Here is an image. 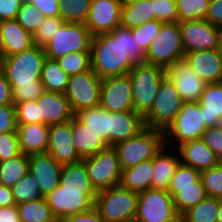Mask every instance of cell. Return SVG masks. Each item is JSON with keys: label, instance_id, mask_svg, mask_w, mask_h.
Segmentation results:
<instances>
[{"label": "cell", "instance_id": "obj_20", "mask_svg": "<svg viewBox=\"0 0 222 222\" xmlns=\"http://www.w3.org/2000/svg\"><path fill=\"white\" fill-rule=\"evenodd\" d=\"M36 101L39 106L40 124L55 125L75 117L65 94L45 91Z\"/></svg>", "mask_w": 222, "mask_h": 222}, {"label": "cell", "instance_id": "obj_28", "mask_svg": "<svg viewBox=\"0 0 222 222\" xmlns=\"http://www.w3.org/2000/svg\"><path fill=\"white\" fill-rule=\"evenodd\" d=\"M198 104L203 112L206 127H215L222 117V82L207 84Z\"/></svg>", "mask_w": 222, "mask_h": 222}, {"label": "cell", "instance_id": "obj_1", "mask_svg": "<svg viewBox=\"0 0 222 222\" xmlns=\"http://www.w3.org/2000/svg\"><path fill=\"white\" fill-rule=\"evenodd\" d=\"M91 69L101 79L127 75L135 64L145 63L130 28L117 26L109 33L92 36Z\"/></svg>", "mask_w": 222, "mask_h": 222}, {"label": "cell", "instance_id": "obj_23", "mask_svg": "<svg viewBox=\"0 0 222 222\" xmlns=\"http://www.w3.org/2000/svg\"><path fill=\"white\" fill-rule=\"evenodd\" d=\"M175 149L179 154L180 163L199 171L209 169L221 163L218 156L201 138L185 142Z\"/></svg>", "mask_w": 222, "mask_h": 222}, {"label": "cell", "instance_id": "obj_29", "mask_svg": "<svg viewBox=\"0 0 222 222\" xmlns=\"http://www.w3.org/2000/svg\"><path fill=\"white\" fill-rule=\"evenodd\" d=\"M75 117L110 146V111L99 105L82 109Z\"/></svg>", "mask_w": 222, "mask_h": 222}, {"label": "cell", "instance_id": "obj_60", "mask_svg": "<svg viewBox=\"0 0 222 222\" xmlns=\"http://www.w3.org/2000/svg\"><path fill=\"white\" fill-rule=\"evenodd\" d=\"M218 51L220 55L222 56V27L219 34V43H218Z\"/></svg>", "mask_w": 222, "mask_h": 222}, {"label": "cell", "instance_id": "obj_3", "mask_svg": "<svg viewBox=\"0 0 222 222\" xmlns=\"http://www.w3.org/2000/svg\"><path fill=\"white\" fill-rule=\"evenodd\" d=\"M46 58L44 48L34 45L25 51L0 58V67L13 90L19 84H42L41 70Z\"/></svg>", "mask_w": 222, "mask_h": 222}, {"label": "cell", "instance_id": "obj_52", "mask_svg": "<svg viewBox=\"0 0 222 222\" xmlns=\"http://www.w3.org/2000/svg\"><path fill=\"white\" fill-rule=\"evenodd\" d=\"M22 2L33 4L46 17H59L58 0H22Z\"/></svg>", "mask_w": 222, "mask_h": 222}, {"label": "cell", "instance_id": "obj_22", "mask_svg": "<svg viewBox=\"0 0 222 222\" xmlns=\"http://www.w3.org/2000/svg\"><path fill=\"white\" fill-rule=\"evenodd\" d=\"M33 35L16 19L3 20L0 30V58L30 49L34 46Z\"/></svg>", "mask_w": 222, "mask_h": 222}, {"label": "cell", "instance_id": "obj_4", "mask_svg": "<svg viewBox=\"0 0 222 222\" xmlns=\"http://www.w3.org/2000/svg\"><path fill=\"white\" fill-rule=\"evenodd\" d=\"M128 76L132 85L134 112L144 117L153 105L162 80L167 76L166 69L138 63L129 71Z\"/></svg>", "mask_w": 222, "mask_h": 222}, {"label": "cell", "instance_id": "obj_10", "mask_svg": "<svg viewBox=\"0 0 222 222\" xmlns=\"http://www.w3.org/2000/svg\"><path fill=\"white\" fill-rule=\"evenodd\" d=\"M92 187L96 192L120 184L122 168L113 146L83 159Z\"/></svg>", "mask_w": 222, "mask_h": 222}, {"label": "cell", "instance_id": "obj_38", "mask_svg": "<svg viewBox=\"0 0 222 222\" xmlns=\"http://www.w3.org/2000/svg\"><path fill=\"white\" fill-rule=\"evenodd\" d=\"M11 190L16 204L26 201H37L43 198L37 179L30 172L12 186Z\"/></svg>", "mask_w": 222, "mask_h": 222}, {"label": "cell", "instance_id": "obj_14", "mask_svg": "<svg viewBox=\"0 0 222 222\" xmlns=\"http://www.w3.org/2000/svg\"><path fill=\"white\" fill-rule=\"evenodd\" d=\"M184 53L218 49L220 27L204 19L179 22Z\"/></svg>", "mask_w": 222, "mask_h": 222}, {"label": "cell", "instance_id": "obj_16", "mask_svg": "<svg viewBox=\"0 0 222 222\" xmlns=\"http://www.w3.org/2000/svg\"><path fill=\"white\" fill-rule=\"evenodd\" d=\"M121 0H91L85 26L92 36L109 33L121 25Z\"/></svg>", "mask_w": 222, "mask_h": 222}, {"label": "cell", "instance_id": "obj_40", "mask_svg": "<svg viewBox=\"0 0 222 222\" xmlns=\"http://www.w3.org/2000/svg\"><path fill=\"white\" fill-rule=\"evenodd\" d=\"M210 0H176L178 22L204 19Z\"/></svg>", "mask_w": 222, "mask_h": 222}, {"label": "cell", "instance_id": "obj_55", "mask_svg": "<svg viewBox=\"0 0 222 222\" xmlns=\"http://www.w3.org/2000/svg\"><path fill=\"white\" fill-rule=\"evenodd\" d=\"M13 90L7 81L4 70L0 67V106L12 105Z\"/></svg>", "mask_w": 222, "mask_h": 222}, {"label": "cell", "instance_id": "obj_43", "mask_svg": "<svg viewBox=\"0 0 222 222\" xmlns=\"http://www.w3.org/2000/svg\"><path fill=\"white\" fill-rule=\"evenodd\" d=\"M45 18L46 16L33 4L22 3L16 20L26 31L33 35L39 25L45 20Z\"/></svg>", "mask_w": 222, "mask_h": 222}, {"label": "cell", "instance_id": "obj_62", "mask_svg": "<svg viewBox=\"0 0 222 222\" xmlns=\"http://www.w3.org/2000/svg\"><path fill=\"white\" fill-rule=\"evenodd\" d=\"M52 222H65L64 218H55Z\"/></svg>", "mask_w": 222, "mask_h": 222}, {"label": "cell", "instance_id": "obj_31", "mask_svg": "<svg viewBox=\"0 0 222 222\" xmlns=\"http://www.w3.org/2000/svg\"><path fill=\"white\" fill-rule=\"evenodd\" d=\"M154 20L153 0L123 2L121 26L133 29Z\"/></svg>", "mask_w": 222, "mask_h": 222}, {"label": "cell", "instance_id": "obj_21", "mask_svg": "<svg viewBox=\"0 0 222 222\" xmlns=\"http://www.w3.org/2000/svg\"><path fill=\"white\" fill-rule=\"evenodd\" d=\"M184 59L206 84L222 82V56L218 49L196 50L185 54Z\"/></svg>", "mask_w": 222, "mask_h": 222}, {"label": "cell", "instance_id": "obj_2", "mask_svg": "<svg viewBox=\"0 0 222 222\" xmlns=\"http://www.w3.org/2000/svg\"><path fill=\"white\" fill-rule=\"evenodd\" d=\"M96 195L81 160L62 165L59 186L44 198L56 218H65L92 209Z\"/></svg>", "mask_w": 222, "mask_h": 222}, {"label": "cell", "instance_id": "obj_49", "mask_svg": "<svg viewBox=\"0 0 222 222\" xmlns=\"http://www.w3.org/2000/svg\"><path fill=\"white\" fill-rule=\"evenodd\" d=\"M44 92L43 84H19L13 89L14 105L37 100Z\"/></svg>", "mask_w": 222, "mask_h": 222}, {"label": "cell", "instance_id": "obj_54", "mask_svg": "<svg viewBox=\"0 0 222 222\" xmlns=\"http://www.w3.org/2000/svg\"><path fill=\"white\" fill-rule=\"evenodd\" d=\"M204 20L214 26L222 27V0H210Z\"/></svg>", "mask_w": 222, "mask_h": 222}, {"label": "cell", "instance_id": "obj_19", "mask_svg": "<svg viewBox=\"0 0 222 222\" xmlns=\"http://www.w3.org/2000/svg\"><path fill=\"white\" fill-rule=\"evenodd\" d=\"M28 161V172L35 176L41 195L46 197L59 186L62 165L49 153L30 154Z\"/></svg>", "mask_w": 222, "mask_h": 222}, {"label": "cell", "instance_id": "obj_9", "mask_svg": "<svg viewBox=\"0 0 222 222\" xmlns=\"http://www.w3.org/2000/svg\"><path fill=\"white\" fill-rule=\"evenodd\" d=\"M91 40L85 24L64 22L43 48L48 59L58 60L67 53L91 52Z\"/></svg>", "mask_w": 222, "mask_h": 222}, {"label": "cell", "instance_id": "obj_35", "mask_svg": "<svg viewBox=\"0 0 222 222\" xmlns=\"http://www.w3.org/2000/svg\"><path fill=\"white\" fill-rule=\"evenodd\" d=\"M21 222H52L56 217L45 198L17 204Z\"/></svg>", "mask_w": 222, "mask_h": 222}, {"label": "cell", "instance_id": "obj_45", "mask_svg": "<svg viewBox=\"0 0 222 222\" xmlns=\"http://www.w3.org/2000/svg\"><path fill=\"white\" fill-rule=\"evenodd\" d=\"M200 180V171L179 163L171 177L169 187L194 186Z\"/></svg>", "mask_w": 222, "mask_h": 222}, {"label": "cell", "instance_id": "obj_17", "mask_svg": "<svg viewBox=\"0 0 222 222\" xmlns=\"http://www.w3.org/2000/svg\"><path fill=\"white\" fill-rule=\"evenodd\" d=\"M166 75L173 82L184 102H198L207 85L191 69L185 59L170 65L166 69Z\"/></svg>", "mask_w": 222, "mask_h": 222}, {"label": "cell", "instance_id": "obj_13", "mask_svg": "<svg viewBox=\"0 0 222 222\" xmlns=\"http://www.w3.org/2000/svg\"><path fill=\"white\" fill-rule=\"evenodd\" d=\"M177 215L168 191L150 188L138 193L136 222H164Z\"/></svg>", "mask_w": 222, "mask_h": 222}, {"label": "cell", "instance_id": "obj_12", "mask_svg": "<svg viewBox=\"0 0 222 222\" xmlns=\"http://www.w3.org/2000/svg\"><path fill=\"white\" fill-rule=\"evenodd\" d=\"M101 82L92 69L69 76L65 95L74 113L100 105Z\"/></svg>", "mask_w": 222, "mask_h": 222}, {"label": "cell", "instance_id": "obj_39", "mask_svg": "<svg viewBox=\"0 0 222 222\" xmlns=\"http://www.w3.org/2000/svg\"><path fill=\"white\" fill-rule=\"evenodd\" d=\"M56 61L68 76H73L91 69V52L67 53Z\"/></svg>", "mask_w": 222, "mask_h": 222}, {"label": "cell", "instance_id": "obj_44", "mask_svg": "<svg viewBox=\"0 0 222 222\" xmlns=\"http://www.w3.org/2000/svg\"><path fill=\"white\" fill-rule=\"evenodd\" d=\"M63 23L64 21L60 17H46L33 34L34 44L43 47Z\"/></svg>", "mask_w": 222, "mask_h": 222}, {"label": "cell", "instance_id": "obj_30", "mask_svg": "<svg viewBox=\"0 0 222 222\" xmlns=\"http://www.w3.org/2000/svg\"><path fill=\"white\" fill-rule=\"evenodd\" d=\"M153 159L142 161L134 167L122 170L120 186L134 192L152 188Z\"/></svg>", "mask_w": 222, "mask_h": 222}, {"label": "cell", "instance_id": "obj_24", "mask_svg": "<svg viewBox=\"0 0 222 222\" xmlns=\"http://www.w3.org/2000/svg\"><path fill=\"white\" fill-rule=\"evenodd\" d=\"M21 153H47L49 126L46 124H17L16 128Z\"/></svg>", "mask_w": 222, "mask_h": 222}, {"label": "cell", "instance_id": "obj_5", "mask_svg": "<svg viewBox=\"0 0 222 222\" xmlns=\"http://www.w3.org/2000/svg\"><path fill=\"white\" fill-rule=\"evenodd\" d=\"M165 145L164 131L145 127L136 136L113 146L122 170L153 159Z\"/></svg>", "mask_w": 222, "mask_h": 222}, {"label": "cell", "instance_id": "obj_50", "mask_svg": "<svg viewBox=\"0 0 222 222\" xmlns=\"http://www.w3.org/2000/svg\"><path fill=\"white\" fill-rule=\"evenodd\" d=\"M201 139L222 162V129L218 126L208 127Z\"/></svg>", "mask_w": 222, "mask_h": 222}, {"label": "cell", "instance_id": "obj_15", "mask_svg": "<svg viewBox=\"0 0 222 222\" xmlns=\"http://www.w3.org/2000/svg\"><path fill=\"white\" fill-rule=\"evenodd\" d=\"M100 105L110 112L134 111L132 85L128 74L102 79Z\"/></svg>", "mask_w": 222, "mask_h": 222}, {"label": "cell", "instance_id": "obj_27", "mask_svg": "<svg viewBox=\"0 0 222 222\" xmlns=\"http://www.w3.org/2000/svg\"><path fill=\"white\" fill-rule=\"evenodd\" d=\"M167 145H164L161 150L153 158V174H152V188L168 190L171 177L174 175L176 167L180 163L179 154L174 153L173 150L169 152L165 151ZM176 154V155H175Z\"/></svg>", "mask_w": 222, "mask_h": 222}, {"label": "cell", "instance_id": "obj_51", "mask_svg": "<svg viewBox=\"0 0 222 222\" xmlns=\"http://www.w3.org/2000/svg\"><path fill=\"white\" fill-rule=\"evenodd\" d=\"M16 128L15 105L0 106V134L15 132Z\"/></svg>", "mask_w": 222, "mask_h": 222}, {"label": "cell", "instance_id": "obj_8", "mask_svg": "<svg viewBox=\"0 0 222 222\" xmlns=\"http://www.w3.org/2000/svg\"><path fill=\"white\" fill-rule=\"evenodd\" d=\"M183 103L175 85L166 76L160 84L150 111L143 117L145 127L165 131L175 120Z\"/></svg>", "mask_w": 222, "mask_h": 222}, {"label": "cell", "instance_id": "obj_36", "mask_svg": "<svg viewBox=\"0 0 222 222\" xmlns=\"http://www.w3.org/2000/svg\"><path fill=\"white\" fill-rule=\"evenodd\" d=\"M219 199L206 197L182 214L183 222H217Z\"/></svg>", "mask_w": 222, "mask_h": 222}, {"label": "cell", "instance_id": "obj_7", "mask_svg": "<svg viewBox=\"0 0 222 222\" xmlns=\"http://www.w3.org/2000/svg\"><path fill=\"white\" fill-rule=\"evenodd\" d=\"M184 55L179 22L163 23L145 53V63L167 69Z\"/></svg>", "mask_w": 222, "mask_h": 222}, {"label": "cell", "instance_id": "obj_59", "mask_svg": "<svg viewBox=\"0 0 222 222\" xmlns=\"http://www.w3.org/2000/svg\"><path fill=\"white\" fill-rule=\"evenodd\" d=\"M217 216H218L217 222H222V198H219V210Z\"/></svg>", "mask_w": 222, "mask_h": 222}, {"label": "cell", "instance_id": "obj_61", "mask_svg": "<svg viewBox=\"0 0 222 222\" xmlns=\"http://www.w3.org/2000/svg\"><path fill=\"white\" fill-rule=\"evenodd\" d=\"M164 222H183L182 215L178 214L175 218Z\"/></svg>", "mask_w": 222, "mask_h": 222}, {"label": "cell", "instance_id": "obj_46", "mask_svg": "<svg viewBox=\"0 0 222 222\" xmlns=\"http://www.w3.org/2000/svg\"><path fill=\"white\" fill-rule=\"evenodd\" d=\"M154 20L163 23L178 22L176 0H153Z\"/></svg>", "mask_w": 222, "mask_h": 222}, {"label": "cell", "instance_id": "obj_34", "mask_svg": "<svg viewBox=\"0 0 222 222\" xmlns=\"http://www.w3.org/2000/svg\"><path fill=\"white\" fill-rule=\"evenodd\" d=\"M28 155L21 153L15 158L0 162V185L12 187L28 173Z\"/></svg>", "mask_w": 222, "mask_h": 222}, {"label": "cell", "instance_id": "obj_25", "mask_svg": "<svg viewBox=\"0 0 222 222\" xmlns=\"http://www.w3.org/2000/svg\"><path fill=\"white\" fill-rule=\"evenodd\" d=\"M145 128L143 117L134 112H110V146L136 136Z\"/></svg>", "mask_w": 222, "mask_h": 222}, {"label": "cell", "instance_id": "obj_32", "mask_svg": "<svg viewBox=\"0 0 222 222\" xmlns=\"http://www.w3.org/2000/svg\"><path fill=\"white\" fill-rule=\"evenodd\" d=\"M167 191L171 194L176 212L180 215L207 197L201 179L195 182L194 186L169 187Z\"/></svg>", "mask_w": 222, "mask_h": 222}, {"label": "cell", "instance_id": "obj_64", "mask_svg": "<svg viewBox=\"0 0 222 222\" xmlns=\"http://www.w3.org/2000/svg\"><path fill=\"white\" fill-rule=\"evenodd\" d=\"M136 1H141V0H126V2H136Z\"/></svg>", "mask_w": 222, "mask_h": 222}, {"label": "cell", "instance_id": "obj_33", "mask_svg": "<svg viewBox=\"0 0 222 222\" xmlns=\"http://www.w3.org/2000/svg\"><path fill=\"white\" fill-rule=\"evenodd\" d=\"M41 82L45 91L65 94L69 76L60 68L56 60L46 58L41 70Z\"/></svg>", "mask_w": 222, "mask_h": 222}, {"label": "cell", "instance_id": "obj_11", "mask_svg": "<svg viewBox=\"0 0 222 222\" xmlns=\"http://www.w3.org/2000/svg\"><path fill=\"white\" fill-rule=\"evenodd\" d=\"M198 102H184L175 120L164 131L165 145L176 141V148L188 141L199 139L207 129Z\"/></svg>", "mask_w": 222, "mask_h": 222}, {"label": "cell", "instance_id": "obj_37", "mask_svg": "<svg viewBox=\"0 0 222 222\" xmlns=\"http://www.w3.org/2000/svg\"><path fill=\"white\" fill-rule=\"evenodd\" d=\"M91 0H58L59 17L64 22L85 23Z\"/></svg>", "mask_w": 222, "mask_h": 222}, {"label": "cell", "instance_id": "obj_63", "mask_svg": "<svg viewBox=\"0 0 222 222\" xmlns=\"http://www.w3.org/2000/svg\"><path fill=\"white\" fill-rule=\"evenodd\" d=\"M217 126L222 129V117L219 118Z\"/></svg>", "mask_w": 222, "mask_h": 222}, {"label": "cell", "instance_id": "obj_58", "mask_svg": "<svg viewBox=\"0 0 222 222\" xmlns=\"http://www.w3.org/2000/svg\"><path fill=\"white\" fill-rule=\"evenodd\" d=\"M15 204L11 187L0 185V207Z\"/></svg>", "mask_w": 222, "mask_h": 222}, {"label": "cell", "instance_id": "obj_18", "mask_svg": "<svg viewBox=\"0 0 222 222\" xmlns=\"http://www.w3.org/2000/svg\"><path fill=\"white\" fill-rule=\"evenodd\" d=\"M47 153L61 165L83 160L73 144L71 120L49 126Z\"/></svg>", "mask_w": 222, "mask_h": 222}, {"label": "cell", "instance_id": "obj_57", "mask_svg": "<svg viewBox=\"0 0 222 222\" xmlns=\"http://www.w3.org/2000/svg\"><path fill=\"white\" fill-rule=\"evenodd\" d=\"M0 222H21L17 204L0 207Z\"/></svg>", "mask_w": 222, "mask_h": 222}, {"label": "cell", "instance_id": "obj_48", "mask_svg": "<svg viewBox=\"0 0 222 222\" xmlns=\"http://www.w3.org/2000/svg\"><path fill=\"white\" fill-rule=\"evenodd\" d=\"M17 132L0 134V162L15 158L20 155Z\"/></svg>", "mask_w": 222, "mask_h": 222}, {"label": "cell", "instance_id": "obj_65", "mask_svg": "<svg viewBox=\"0 0 222 222\" xmlns=\"http://www.w3.org/2000/svg\"><path fill=\"white\" fill-rule=\"evenodd\" d=\"M125 222H136L135 220H129V221H125Z\"/></svg>", "mask_w": 222, "mask_h": 222}, {"label": "cell", "instance_id": "obj_56", "mask_svg": "<svg viewBox=\"0 0 222 222\" xmlns=\"http://www.w3.org/2000/svg\"><path fill=\"white\" fill-rule=\"evenodd\" d=\"M64 220L65 222H105L95 207L86 212L66 216Z\"/></svg>", "mask_w": 222, "mask_h": 222}, {"label": "cell", "instance_id": "obj_42", "mask_svg": "<svg viewBox=\"0 0 222 222\" xmlns=\"http://www.w3.org/2000/svg\"><path fill=\"white\" fill-rule=\"evenodd\" d=\"M163 22L158 20H152L144 23L143 25L131 29L132 37L137 42V47L145 54L158 34Z\"/></svg>", "mask_w": 222, "mask_h": 222}, {"label": "cell", "instance_id": "obj_26", "mask_svg": "<svg viewBox=\"0 0 222 222\" xmlns=\"http://www.w3.org/2000/svg\"><path fill=\"white\" fill-rule=\"evenodd\" d=\"M71 131L73 144L82 159L93 156L108 147L96 133L82 124L76 117L71 120Z\"/></svg>", "mask_w": 222, "mask_h": 222}, {"label": "cell", "instance_id": "obj_41", "mask_svg": "<svg viewBox=\"0 0 222 222\" xmlns=\"http://www.w3.org/2000/svg\"><path fill=\"white\" fill-rule=\"evenodd\" d=\"M200 179L208 197L222 198V162L200 171Z\"/></svg>", "mask_w": 222, "mask_h": 222}, {"label": "cell", "instance_id": "obj_47", "mask_svg": "<svg viewBox=\"0 0 222 222\" xmlns=\"http://www.w3.org/2000/svg\"><path fill=\"white\" fill-rule=\"evenodd\" d=\"M17 124H40L39 106L37 101H27L15 104Z\"/></svg>", "mask_w": 222, "mask_h": 222}, {"label": "cell", "instance_id": "obj_6", "mask_svg": "<svg viewBox=\"0 0 222 222\" xmlns=\"http://www.w3.org/2000/svg\"><path fill=\"white\" fill-rule=\"evenodd\" d=\"M138 192L122 188L120 185L97 192L94 207L105 222H125L135 220Z\"/></svg>", "mask_w": 222, "mask_h": 222}, {"label": "cell", "instance_id": "obj_53", "mask_svg": "<svg viewBox=\"0 0 222 222\" xmlns=\"http://www.w3.org/2000/svg\"><path fill=\"white\" fill-rule=\"evenodd\" d=\"M22 0H0V19H16Z\"/></svg>", "mask_w": 222, "mask_h": 222}]
</instances>
